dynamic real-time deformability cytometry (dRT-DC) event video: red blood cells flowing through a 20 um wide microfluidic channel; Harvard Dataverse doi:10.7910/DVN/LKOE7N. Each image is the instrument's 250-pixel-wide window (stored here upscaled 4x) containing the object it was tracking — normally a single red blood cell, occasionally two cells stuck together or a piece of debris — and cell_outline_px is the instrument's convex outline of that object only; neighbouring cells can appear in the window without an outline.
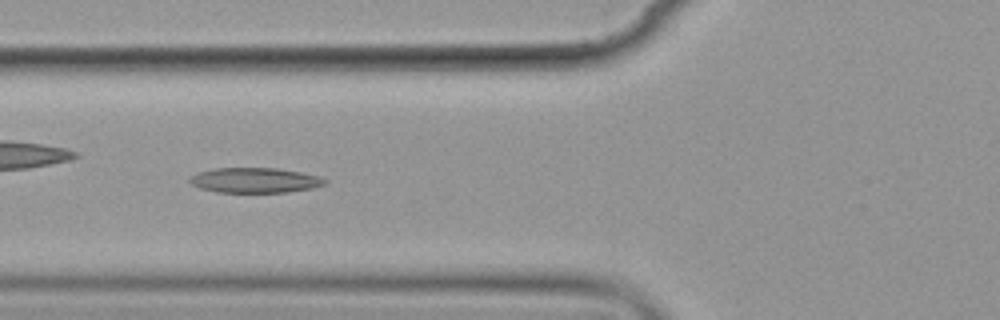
{"species": "common noctule bat (a hibernating species)", "species_latin": "Nyctalus noctula", "temperature_condition": "cold", "stored_images_in_passage": 13, "camera_frame_rate_fps": 3000, "um_per_image_px": 0.085, "animal": {"sex": "female", "body_mass_g": 19.9}, "frame": {"image": 1, "passage_image": 3, "time_ms": 2.0, "image_size_px": [1000, 320], "cell_outline_px": [[328, 184], [312, 188], [288, 192], [216, 192], [200, 188], [192, 184], [188, 180], [196, 172], [216, 168], [276, 168], [300, 172], [316, 176], [328, 180]], "centroid_in_image_um": [21.66, 15.32], "position_along_channel_um": 104.1, "area_um2": 19.71}}
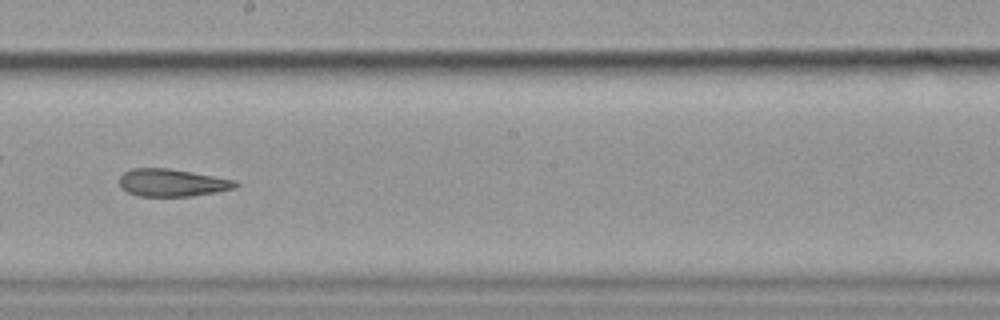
{"frame": {"image": 2, "passage_image": 6, "time_ms": 5.667, "image_size_px": [1000, 320], "cell_outline_px": [[240, 184], [236, 188], [216, 192], [192, 196], [140, 196], [128, 192], [120, 188], [120, 176], [124, 172], [132, 168], [168, 168], [192, 172], [236, 180]], "centroid_in_image_um": [14.64, 15.53], "position_along_channel_um": 233.6, "area_um2": 18.67}}
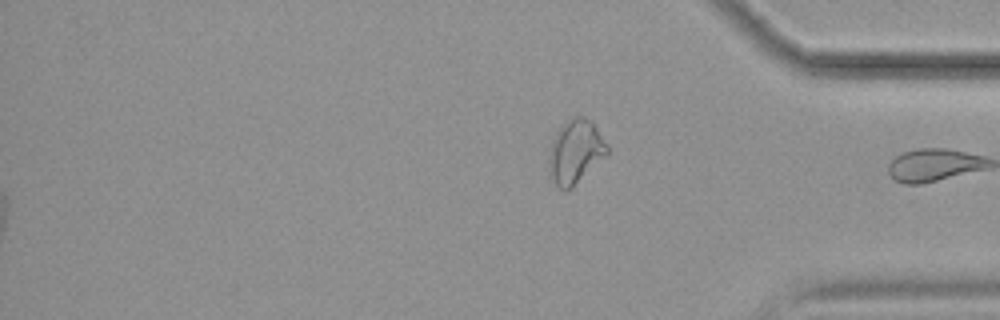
{"frame": {"image": 3, "passage_image": 13, "time_ms": 14.333, "image_size_px": [1000, 320], "cell_outline_px": [[608, 152], [604, 156], [564, 192], [556, 184], [552, 176], [548, 160], [552, 140], [556, 132], [572, 116], [584, 116], [592, 120], [608, 144]], "centroid_in_image_um": [48.92, 12.81], "position_along_channel_um": 386.3, "area_um2": 20.92}, "authors_computed_cell_mechanics": {"area_um2": 19.7098, "velocity_mm_per_s": 3.539, "shape_relaxation_time_tau1_ms": 10.5125, "shape_relaxation_time_tau2_ms": 5.699, "deformation_change_tau1": 0.2371, "deformation_change_tau2": 0.1636}}